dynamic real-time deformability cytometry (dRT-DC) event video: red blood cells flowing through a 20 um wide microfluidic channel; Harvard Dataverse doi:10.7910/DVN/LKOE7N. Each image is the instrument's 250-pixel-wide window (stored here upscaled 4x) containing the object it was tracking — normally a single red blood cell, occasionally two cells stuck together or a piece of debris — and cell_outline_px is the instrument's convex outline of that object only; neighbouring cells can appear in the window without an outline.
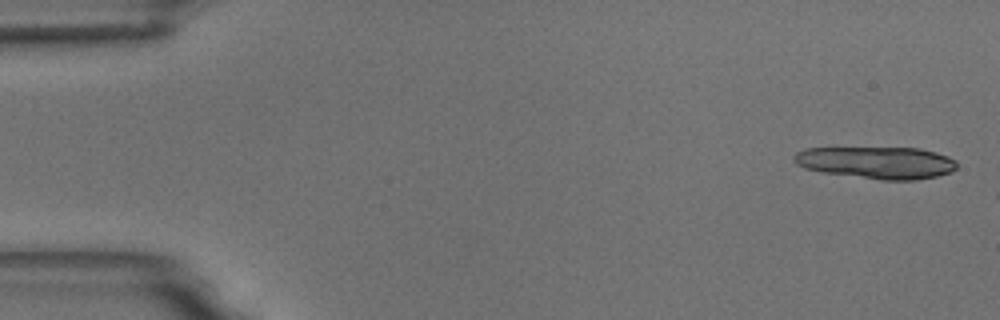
{"species": "common noctule bat (a hibernating species)", "species_latin": "Nyctalus noctula", "temperature_condition": "room temperature", "stored_images_in_passage": 9, "camera_frame_rate_fps": 3000, "um_per_image_px": 0.085, "animal": {"sex": "male", "body_mass_g": 18.8}, "frame": {"image": 1, "passage_image": 2, "time_ms": 0.333, "image_size_px": [1000, 320], "cell_outline_px": [[956, 168], [952, 172], [936, 176], [916, 180], [880, 180], [824, 172], [804, 168], [796, 164], [792, 156], [796, 152], [804, 148], [920, 148], [936, 152], [948, 156], [956, 160]], "centroid_in_image_um": [74.53, 13.82], "position_along_channel_um": 10.5, "area_um2": 30.58}}